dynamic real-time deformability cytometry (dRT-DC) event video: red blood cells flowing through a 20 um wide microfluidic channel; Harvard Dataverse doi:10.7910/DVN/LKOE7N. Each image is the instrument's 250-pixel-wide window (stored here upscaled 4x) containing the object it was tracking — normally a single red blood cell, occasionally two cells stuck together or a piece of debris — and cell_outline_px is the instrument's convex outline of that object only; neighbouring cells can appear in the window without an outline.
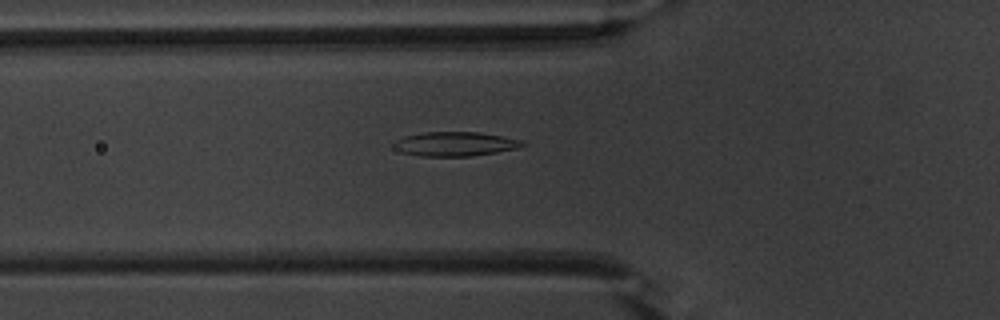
{"species": "common noctule bat (a hibernating species)", "species_latin": "Nyctalus noctula", "temperature_condition": "warm", "stored_images_in_passage": 37, "camera_frame_rate_fps": 3000, "um_per_image_px": 0.085, "animal": {"sex": "male", "body_mass_g": 20.1, "forearm_length_mm": 53.5}, "frame": {"image": 1, "passage_image": 3, "time_ms": 0.667, "image_size_px": [1000, 320], "cell_outline_px": [[528, 144], [520, 148], [472, 156], [420, 156], [404, 152], [396, 148], [392, 140], [404, 136], [424, 132], [480, 132], [524, 140]], "centroid_in_image_um": [38.74, 12.23], "position_along_channel_um": 87.1, "area_um2": 18.32}}
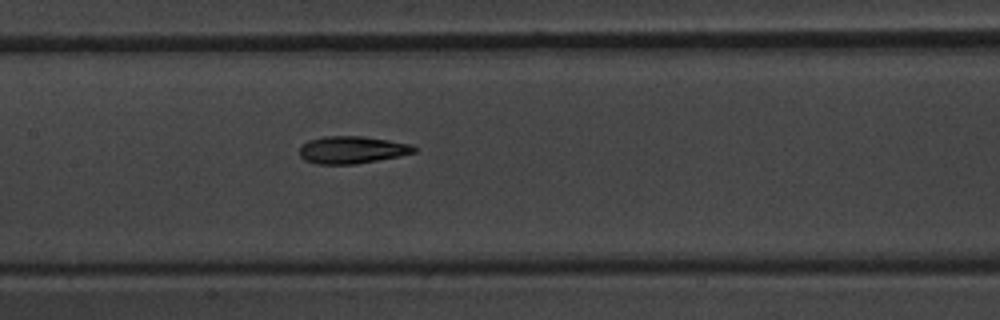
{"frame": {"image": 2, "passage_image": 10, "time_ms": 3.0, "image_size_px": [1000, 320], "cell_outline_px": [[416, 152], [400, 156], [356, 164], [316, 164], [304, 160], [300, 156], [300, 148], [308, 140], [324, 136], [364, 136], [412, 144], [416, 148]], "centroid_in_image_um": [29.93, 12.74], "position_along_channel_um": 177.5, "area_um2": 18.32}}
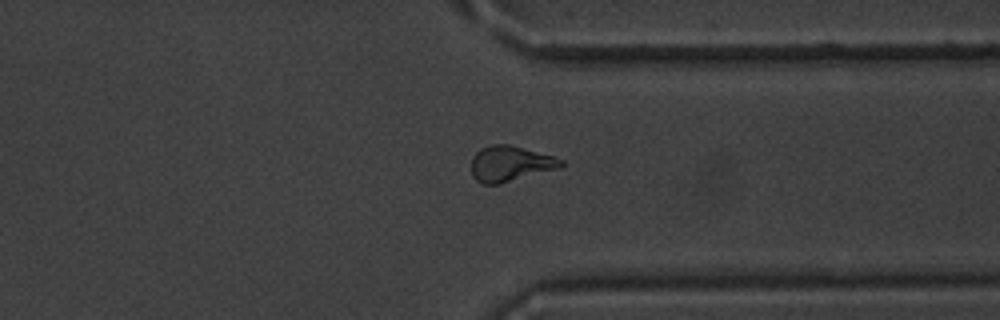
{"frame": {"image": 3, "passage_image": 25, "time_ms": 8.0, "image_size_px": [1000, 320], "cell_outline_px": [[564, 164], [560, 168], [500, 184], [484, 184], [476, 180], [472, 176], [472, 156], [480, 148], [492, 144], [508, 144], [524, 148], [552, 156], [564, 160]], "centroid_in_image_um": [43.36, 13.91], "position_along_channel_um": 368.0, "area_um2": 18.61}, "authors_computed_cell_mechanics": {"area_um2": 18.0336, "velocity_mm_per_s": 3.8285, "shape_relaxation_time_tau1_ms": 5.6998, "shape_relaxation_time_tau2_ms": 3.936, "deformation_change_tau1": 0.1761, "deformation_change_tau2": 0.1144}}